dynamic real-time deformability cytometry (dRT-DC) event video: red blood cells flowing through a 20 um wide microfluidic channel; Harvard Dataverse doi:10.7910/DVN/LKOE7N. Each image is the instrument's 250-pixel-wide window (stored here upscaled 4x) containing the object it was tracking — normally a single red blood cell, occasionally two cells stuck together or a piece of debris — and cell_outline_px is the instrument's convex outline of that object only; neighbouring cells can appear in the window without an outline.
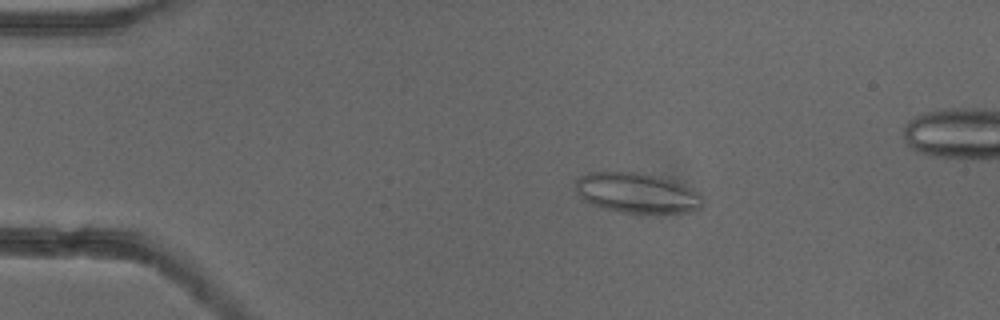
{"species": "common noctule bat (a hibernating species)", "species_latin": "Nyctalus noctula", "temperature_condition": "cold", "stored_images_in_passage": 55, "segment_of_instrument_passage": [1, 2], "camera_frame_rate_fps": 3000, "um_per_image_px": 0.085, "animal": {"sex": "female"}, "frame": {"image": 1, "passage_image": 11, "time_ms": 3.333, "image_size_px": [1000, 320], "cell_outline_px": [[700, 208], [688, 212], [624, 212], [600, 208], [584, 200], [576, 192], [576, 180], [580, 176], [588, 172], [640, 172], [660, 176], [672, 180], [696, 192], [700, 196]], "centroid_in_image_um": [54.06, 16.38], "position_along_channel_um": 30.9, "area_um2": 29.3}}
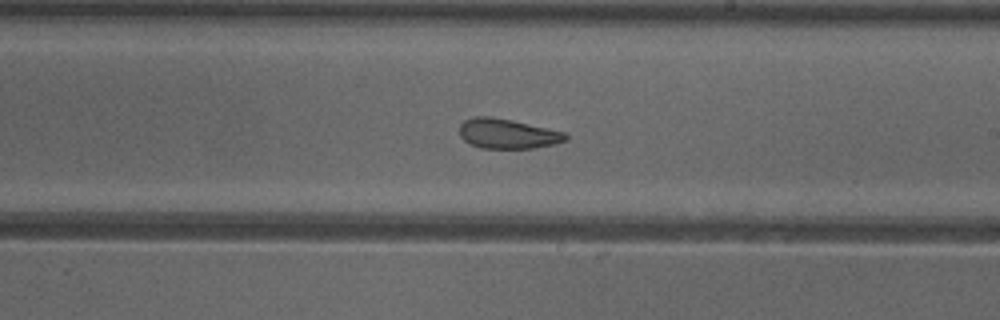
{"frame": {"image": 2, "passage_image": 32, "time_ms": 10.333, "image_size_px": [1000, 320], "cell_outline_px": [[568, 140], [556, 144], [532, 148], [480, 148], [464, 140], [460, 136], [460, 124], [464, 120], [476, 116], [488, 116], [512, 120], [564, 132], [568, 136]], "centroid_in_image_um": [43.15, 11.37], "position_along_channel_um": 245.9, "area_um2": 18.38}}
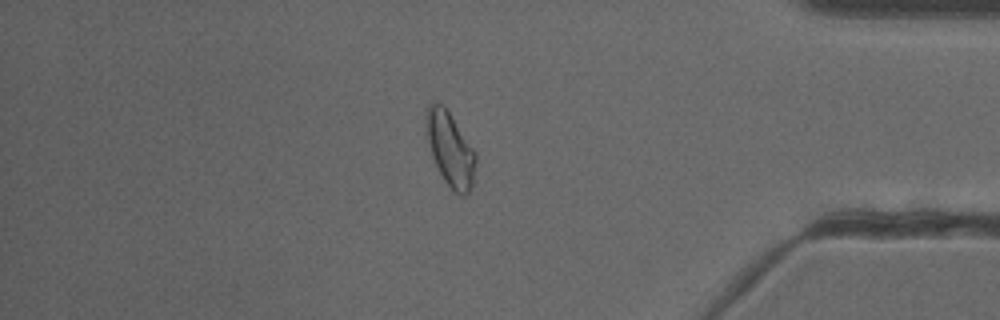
{"frame": {"image": 3, "passage_image": 46, "time_ms": 15.0, "image_size_px": [1000, 320], "cell_outline_px": [[476, 164], [472, 184], [468, 192], [464, 196], [452, 192], [444, 180], [432, 156], [428, 140], [424, 116], [428, 104], [440, 104], [448, 112], [476, 152]], "centroid_in_image_um": [38.27, 12.71], "position_along_channel_um": 396.9, "area_um2": 21.04}}